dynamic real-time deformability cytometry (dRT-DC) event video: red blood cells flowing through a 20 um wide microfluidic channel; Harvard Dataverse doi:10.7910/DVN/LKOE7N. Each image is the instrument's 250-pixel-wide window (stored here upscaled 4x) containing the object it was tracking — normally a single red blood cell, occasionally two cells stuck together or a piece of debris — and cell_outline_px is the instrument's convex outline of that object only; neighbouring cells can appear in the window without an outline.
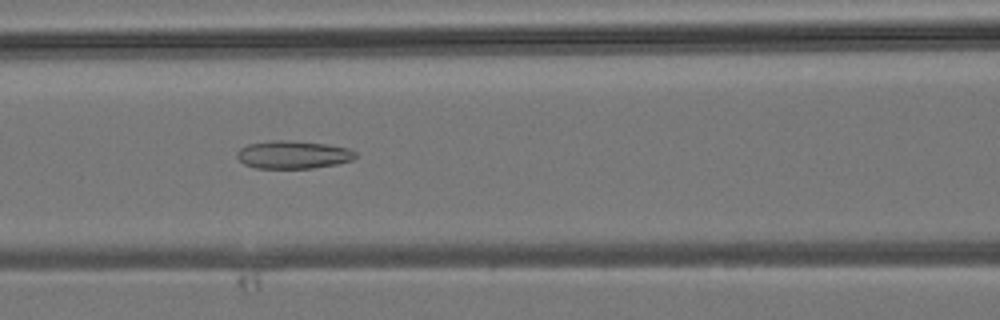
{"species": "common noctule bat (a hibernating species)", "species_latin": "Nyctalus noctula", "temperature_condition": "room temperature", "stored_images_in_passage": 45, "camera_frame_rate_fps": 3000, "um_per_image_px": 0.085, "animal": {"sex": "male", "body_mass_g": 19.2, "forearm_length_mm": 51.8}, "frame": {"image": 1, "passage_image": 19, "time_ms": 6.0, "image_size_px": [1000, 320], "cell_outline_px": [[356, 156], [352, 160], [336, 164], [312, 168], [256, 168], [244, 164], [236, 156], [236, 152], [240, 148], [248, 144], [272, 140], [284, 140], [324, 144], [348, 148], [356, 152]], "centroid_in_image_um": [24.88, 13.15], "position_along_channel_um": 141.7, "area_um2": 19.13}}
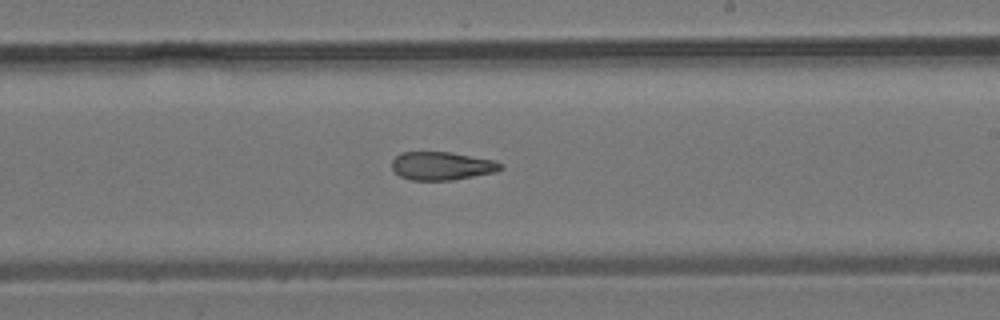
{"frame": {"image": 2, "passage_image": 26, "time_ms": 8.333, "image_size_px": [1000, 320], "cell_outline_px": [[504, 168], [496, 172], [452, 180], [408, 180], [400, 176], [392, 168], [392, 160], [400, 152], [452, 152], [496, 160], [504, 164]], "centroid_in_image_um": [37.6, 14.09], "position_along_channel_um": 251.4, "area_um2": 18.15}}
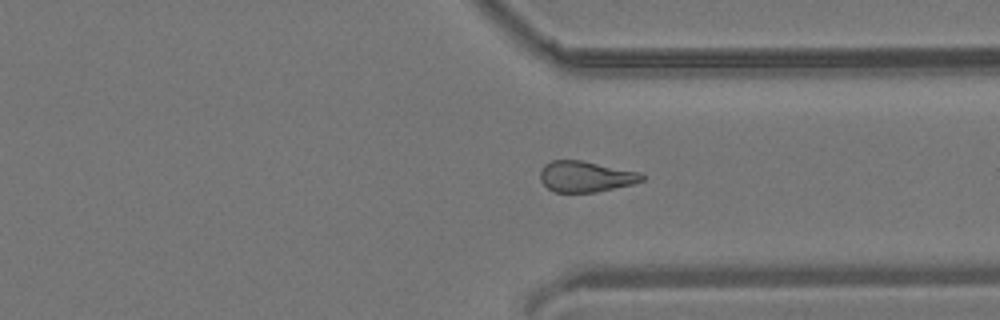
{"frame": {"image": 3, "passage_image": 33, "time_ms": 10.667, "image_size_px": [1000, 320], "cell_outline_px": [[644, 180], [632, 184], [596, 192], [556, 192], [548, 188], [540, 180], [540, 172], [544, 164], [552, 160], [580, 160], [640, 172], [644, 176]], "centroid_in_image_um": [49.77, 15.0], "position_along_channel_um": 361.6, "area_um2": 18.21}}